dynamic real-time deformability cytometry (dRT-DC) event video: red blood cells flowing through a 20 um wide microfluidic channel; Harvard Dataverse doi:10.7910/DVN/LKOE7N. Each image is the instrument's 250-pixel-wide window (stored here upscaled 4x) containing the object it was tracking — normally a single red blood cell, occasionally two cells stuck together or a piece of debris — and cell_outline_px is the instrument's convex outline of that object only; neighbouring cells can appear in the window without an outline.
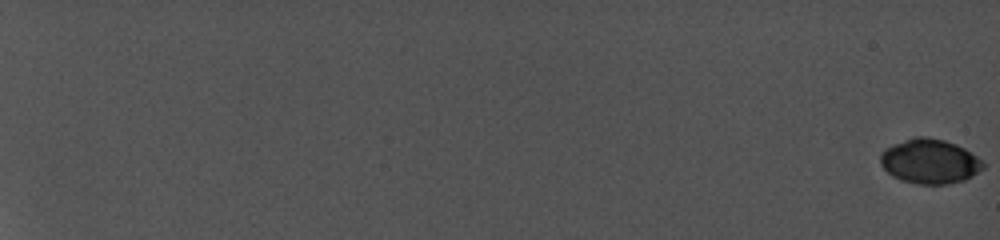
{"species": "common noctule bat (a hibernating species)", "species_latin": "Nyctalus noctula", "temperature_condition": "cold", "stored_images_in_passage": 23, "camera_frame_rate_fps": 5000, "um_per_image_px": 0.085, "animal": {"sex": "female", "body_mass_g": 19.0, "forearm_length_mm": 56.7}, "frame": {"image": 1, "passage_image": 1, "time_ms": 0.0, "image_size_px": [1000, 240], "cell_outline_px": [[984, 168], [972, 176], [964, 180], [948, 184], [916, 184], [900, 180], [892, 176], [880, 164], [880, 152], [892, 144], [916, 136], [924, 136], [944, 140], [956, 144], [964, 148], [984, 160]], "centroid_in_image_um": [79.03, 13.71], "position_along_channel_um": 6.0, "area_um2": 26.93}}
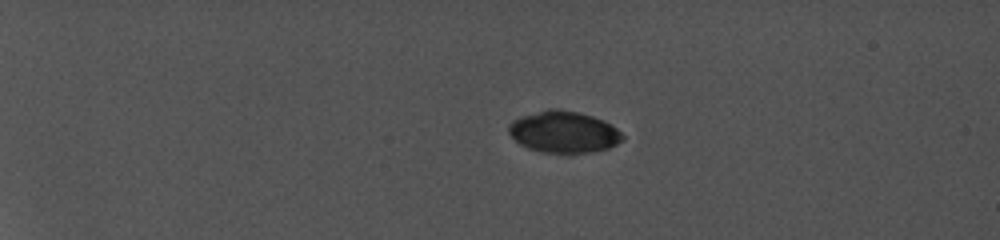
{"frame": {"image": 2, "passage_image": 14, "time_ms": 5.8, "image_size_px": [1000, 240], "cell_outline_px": [[624, 140], [608, 148], [592, 152], [568, 156], [540, 152], [528, 148], [520, 144], [508, 132], [508, 124], [512, 120], [520, 116], [548, 108], [560, 108], [592, 116], [604, 120], [612, 124], [624, 136]], "centroid_in_image_um": [47.91, 11.24], "position_along_channel_um": 37.1, "area_um2": 28.44}}
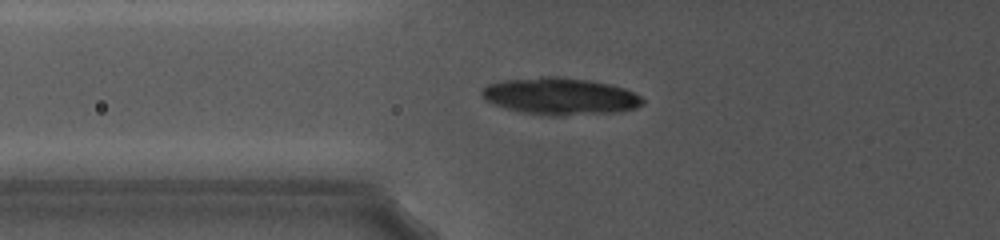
{"frame": {"image": 3, "passage_image": 23, "time_ms": 9.8, "image_size_px": [1000, 240], "cell_outline_px": [[644, 104], [636, 108], [616, 112], [564, 116], [552, 116], [520, 112], [496, 104], [488, 100], [480, 92], [488, 84], [500, 80], [540, 76], [556, 76], [588, 80], [612, 84], [624, 88], [640, 96], [644, 100]], "centroid_in_image_um": [47.65, 8.18], "position_along_channel_um": 78.2, "area_um2": 34.74}}